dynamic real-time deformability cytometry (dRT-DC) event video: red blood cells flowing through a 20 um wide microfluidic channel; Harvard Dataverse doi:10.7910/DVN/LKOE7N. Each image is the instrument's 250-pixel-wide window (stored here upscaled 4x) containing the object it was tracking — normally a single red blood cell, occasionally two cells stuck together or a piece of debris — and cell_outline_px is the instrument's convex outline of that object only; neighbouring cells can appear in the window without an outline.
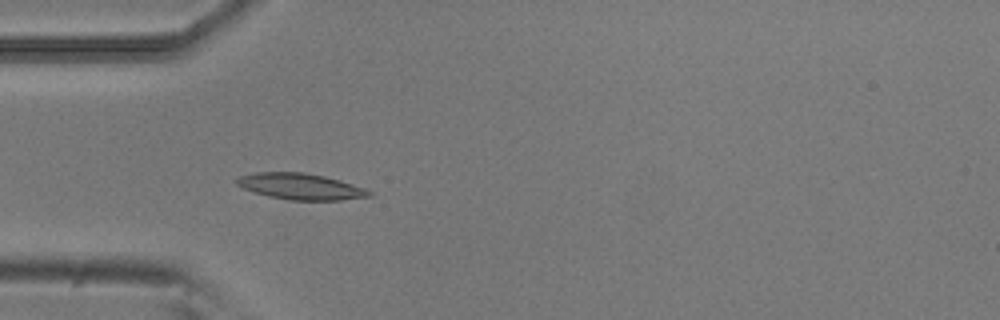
{"species": "common noctule bat (a hibernating species)", "species_latin": "Nyctalus noctula", "temperature_condition": "room temperature", "stored_images_in_passage": 52, "camera_frame_rate_fps": 3000, "um_per_image_px": 0.085, "animal": {"sex": "male", "body_mass_g": 20.5, "forearm_length_mm": 52.5}, "frame": {"image": 1, "passage_image": 15, "time_ms": 4.667, "image_size_px": [1000, 320], "cell_outline_px": [[372, 196], [340, 200], [292, 200], [268, 196], [244, 188], [236, 184], [236, 180], [240, 176], [256, 172], [304, 172], [324, 176], [340, 180], [364, 188], [372, 192]], "centroid_in_image_um": [25.57, 15.84], "position_along_channel_um": 59.4, "area_um2": 20.0}}
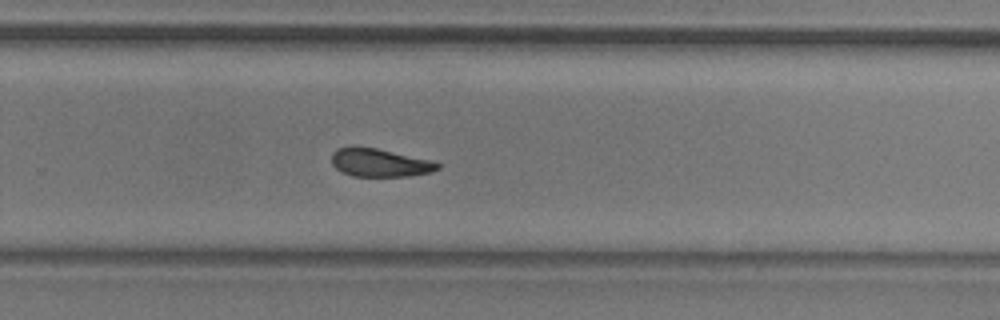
{"frame": {"image": 2, "passage_image": 34, "time_ms": 11.0, "image_size_px": [1000, 320], "cell_outline_px": [[440, 168], [432, 172], [408, 176], [352, 176], [340, 172], [332, 164], [332, 152], [336, 148], [352, 144], [356, 144], [376, 148], [428, 160], [440, 164]], "centroid_in_image_um": [32.18, 13.8], "position_along_channel_um": 297.6, "area_um2": 17.63}}
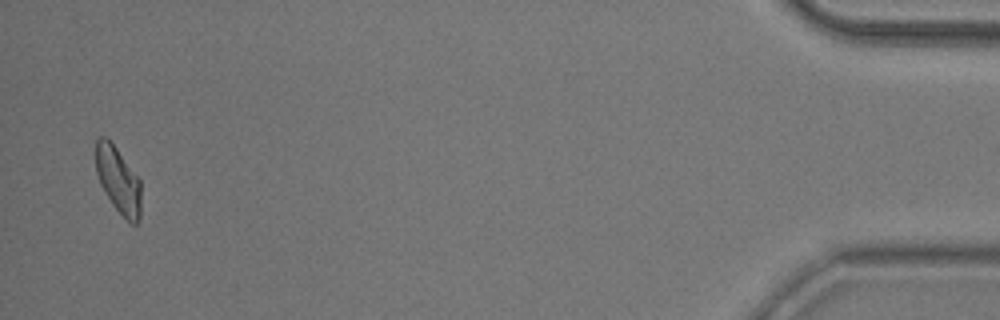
{"frame": {"image": 3, "passage_image": 51, "time_ms": 16.667, "image_size_px": [1000, 320], "cell_outline_px": [[140, 216], [136, 224], [132, 224], [112, 204], [104, 192], [100, 184], [96, 172], [96, 140], [100, 136], [104, 136], [116, 148], [140, 180]], "centroid_in_image_um": [10.03, 15.31], "position_along_channel_um": 425.2, "area_um2": 17.11}, "authors_computed_cell_mechanics": {"area_um2": 18.496, "velocity_mm_per_s": 3.79, "shape_relaxation_time_tau1_ms": 4.974, "shape_relaxation_time_tau2_ms": 4.841, "deformation_change_tau1": 0.1397, "deformation_change_tau2": 0.1141}}